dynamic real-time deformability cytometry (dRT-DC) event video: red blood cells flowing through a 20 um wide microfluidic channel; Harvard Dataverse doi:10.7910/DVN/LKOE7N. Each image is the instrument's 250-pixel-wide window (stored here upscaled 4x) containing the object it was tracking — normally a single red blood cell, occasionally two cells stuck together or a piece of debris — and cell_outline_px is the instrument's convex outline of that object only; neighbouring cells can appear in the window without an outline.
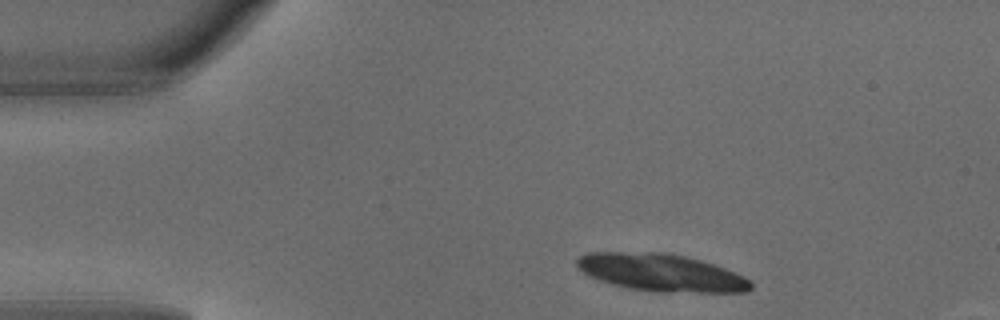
{"species": "common noctule bat (a hibernating species)", "species_latin": "Nyctalus noctula", "temperature_condition": "warm", "stored_images_in_passage": 5, "camera_frame_rate_fps": 3000, "um_per_image_px": 0.085, "animal": {"sex": "male", "body_mass_g": 18.8}, "frame": {"image": 1, "passage_image": 1, "time_ms": 0.0, "image_size_px": [1000, 320], "cell_outline_px": [[752, 288], [748, 292], [652, 292], [628, 288], [612, 284], [588, 276], [580, 272], [576, 268], [576, 260], [580, 256], [588, 252], [660, 252], [684, 256], [700, 260], [724, 268], [744, 276], [752, 284]], "centroid_in_image_um": [56.14, 23.18], "position_along_channel_um": 28.9, "area_um2": 38.09}}
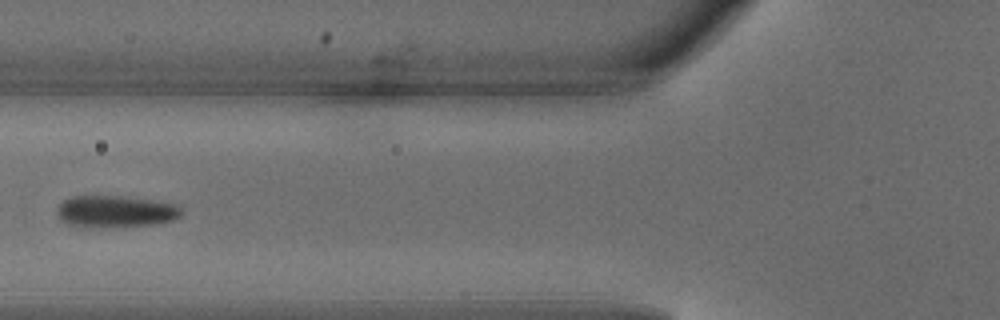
{"frame": {"image": 2, "passage_image": 4, "time_ms": 1.0, "image_size_px": [1000, 320], "cell_outline_px": [[184, 212], [176, 220], [160, 224], [84, 228], [80, 228], [68, 224], [60, 220], [56, 212], [56, 208], [64, 200], [72, 196], [124, 196], [180, 204]], "centroid_in_image_um": [9.85, 17.98], "position_along_channel_um": 115.9, "area_um2": 23.7}}
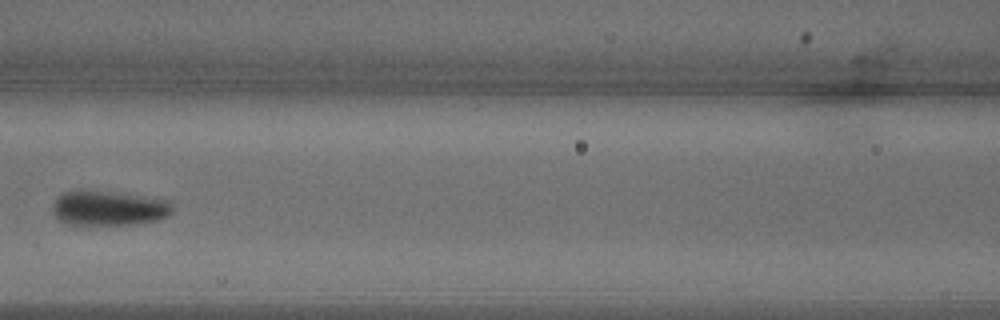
{"frame": {"image": 3, "passage_image": 5, "time_ms": 1.333, "image_size_px": [1000, 320], "cell_outline_px": [[172, 212], [168, 216], [160, 220], [136, 224], [80, 228], [64, 224], [56, 220], [52, 212], [52, 204], [64, 192], [80, 188], [84, 188], [168, 200], [172, 204]], "centroid_in_image_um": [9.14, 17.74], "position_along_channel_um": 157.5, "area_um2": 25.78}}